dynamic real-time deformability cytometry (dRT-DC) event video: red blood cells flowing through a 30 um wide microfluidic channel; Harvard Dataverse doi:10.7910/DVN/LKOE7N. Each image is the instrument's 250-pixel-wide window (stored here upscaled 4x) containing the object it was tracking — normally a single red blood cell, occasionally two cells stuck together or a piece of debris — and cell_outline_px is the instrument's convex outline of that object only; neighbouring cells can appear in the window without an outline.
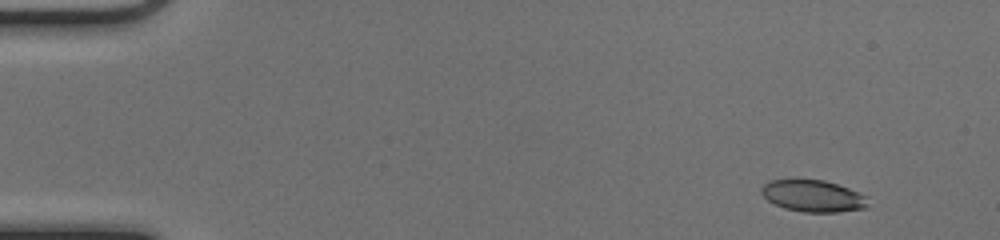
{"species": "common noctule bat (a hibernating species)", "species_latin": "Nyctalus noctula", "temperature_condition": "cold", "stored_images_in_passage": 47, "camera_frame_rate_fps": 3000, "um_per_image_px": 0.085, "animal": {"sex": "female", "body_mass_g": 17.0, "forearm_length_mm": 48.0}, "frame": {"image": 1, "passage_image": 1, "time_ms": 0.0, "image_size_px": [1000, 240], "cell_outline_px": [[868, 208], [840, 212], [804, 212], [784, 208], [768, 200], [760, 192], [760, 188], [768, 180], [824, 180], [848, 188], [868, 196]], "centroid_in_image_um": [69.13, 16.66], "position_along_channel_um": 15.9, "area_um2": 19.77}}
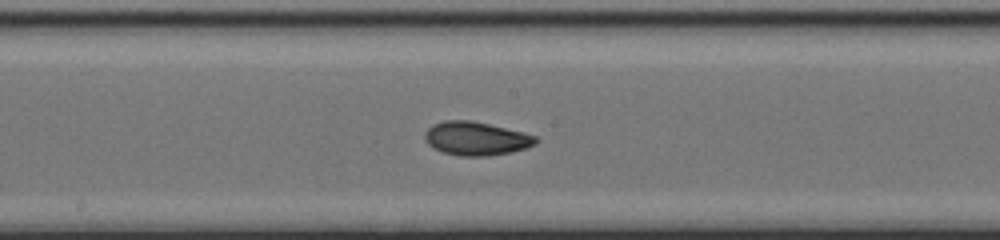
{"frame": {"image": 2, "passage_image": 24, "time_ms": 7.667, "image_size_px": [1000, 240], "cell_outline_px": [[540, 140], [536, 144], [512, 152], [488, 156], [460, 156], [440, 152], [432, 148], [424, 140], [424, 132], [432, 124], [444, 120], [468, 120], [488, 124], [524, 132], [536, 136]], "centroid_in_image_um": [40.44, 11.78], "position_along_channel_um": 207.8, "area_um2": 21.96}}
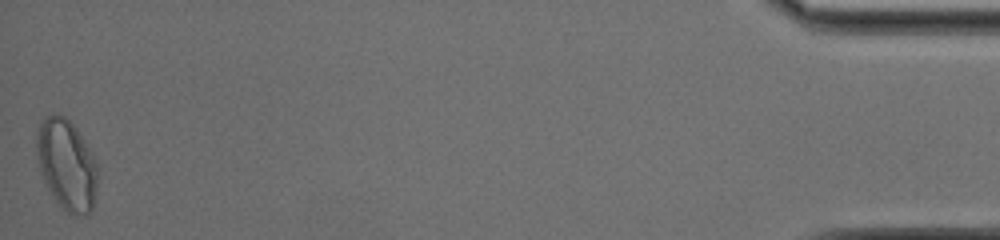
{"frame": {"image": 3, "passage_image": 47, "time_ms": 15.333, "image_size_px": [1000, 240], "cell_outline_px": [[96, 192], [92, 212], [88, 216], [72, 216], [56, 200], [48, 188], [44, 180], [36, 156], [36, 136], [40, 120], [44, 116], [56, 112], [64, 116], [76, 128], [92, 152], [96, 160]], "centroid_in_image_um": [5.66, 13.98], "position_along_channel_um": 429.5, "area_um2": 32.43}, "authors_computed_cell_mechanics": {"area_um2": 21.097, "velocity_mm_per_s": 4.1309, "shape_relaxation_time_tau1_ms": 5.5692, "shape_relaxation_time_tau2_ms": 2.8452, "deformation_change_tau1": 0.1685, "deformation_change_tau2": 0.0728}}